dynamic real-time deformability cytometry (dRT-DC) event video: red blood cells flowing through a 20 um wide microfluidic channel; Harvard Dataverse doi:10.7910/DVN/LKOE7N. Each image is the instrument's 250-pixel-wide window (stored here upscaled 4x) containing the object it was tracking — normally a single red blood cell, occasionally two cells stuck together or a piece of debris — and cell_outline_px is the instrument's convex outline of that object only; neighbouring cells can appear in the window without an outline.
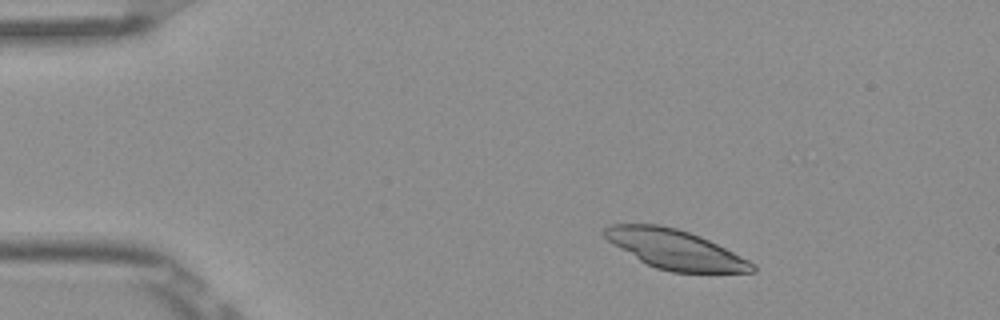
{"species": "Egyptian fruit bat (a non-hibernating species)", "species_latin": "Rousettus aegyptiacus", "temperature_condition": "room temperature", "stored_images_in_passage": 5, "camera_frame_rate_fps": 3000, "um_per_image_px": 0.085, "frame": {"image": 1, "passage_image": 2, "time_ms": 0.333, "image_size_px": [1000, 320], "cell_outline_px": [[756, 272], [672, 272], [656, 268], [640, 260], [612, 244], [604, 236], [604, 228], [608, 224], [660, 224], [676, 228], [700, 236], [756, 264]], "centroid_in_image_um": [57.37, 21.19], "position_along_channel_um": 27.6, "area_um2": 33.47}}